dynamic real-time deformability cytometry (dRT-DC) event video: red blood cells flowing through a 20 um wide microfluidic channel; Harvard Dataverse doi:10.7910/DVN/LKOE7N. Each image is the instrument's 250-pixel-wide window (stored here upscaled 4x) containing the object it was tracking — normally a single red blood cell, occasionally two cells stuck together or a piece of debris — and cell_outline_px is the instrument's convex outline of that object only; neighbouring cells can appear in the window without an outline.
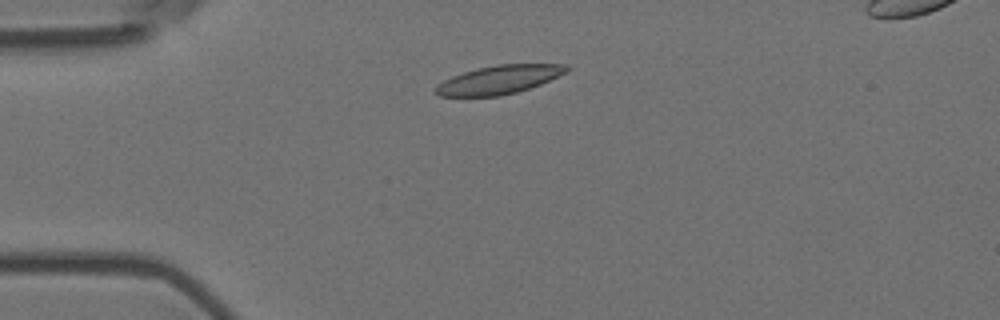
{"species": "Egyptian fruit bat (a non-hibernating species)", "species_latin": "Rousettus aegyptiacus", "temperature_condition": "room temperature", "stored_images_in_passage": 5, "camera_frame_rate_fps": 3000, "um_per_image_px": 0.085, "animal": {"sex": "female"}, "frame": {"image": 1, "passage_image": 2, "time_ms": 0.333, "image_size_px": [1000, 320], "cell_outline_px": [[572, 68], [568, 72], [540, 84], [516, 92], [500, 96], [440, 96], [436, 92], [436, 84], [452, 76], [476, 68], [496, 64], [568, 64]], "centroid_in_image_um": [42.46, 6.76], "position_along_channel_um": 42.5, "area_um2": 21.79}}
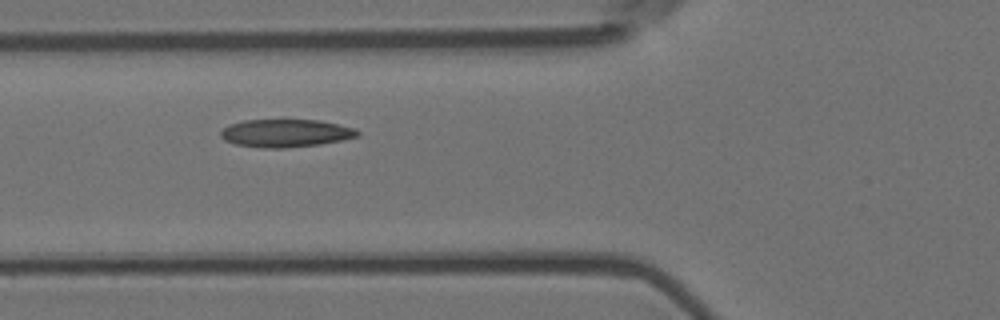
{"frame": {"image": 2, "passage_image": 4, "time_ms": 1.0, "image_size_px": [1000, 320], "cell_outline_px": [[360, 136], [344, 140], [320, 144], [284, 148], [260, 148], [236, 144], [224, 140], [220, 136], [220, 132], [228, 124], [244, 120], [320, 120], [356, 128], [360, 132]], "centroid_in_image_um": [24.3, 11.32], "position_along_channel_um": 101.5, "area_um2": 22.43}}
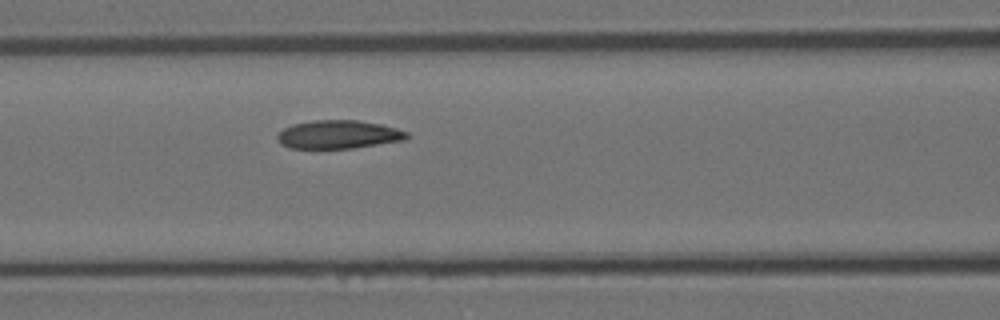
{"frame": {"image": 3, "passage_image": 5, "time_ms": 1.333, "image_size_px": [1000, 320], "cell_outline_px": [[408, 140], [352, 148], [288, 148], [280, 144], [276, 136], [284, 128], [292, 124], [312, 120], [360, 120], [380, 124], [396, 128], [408, 132]], "centroid_in_image_um": [28.78, 11.43], "position_along_channel_um": 137.8, "area_um2": 21.56}}